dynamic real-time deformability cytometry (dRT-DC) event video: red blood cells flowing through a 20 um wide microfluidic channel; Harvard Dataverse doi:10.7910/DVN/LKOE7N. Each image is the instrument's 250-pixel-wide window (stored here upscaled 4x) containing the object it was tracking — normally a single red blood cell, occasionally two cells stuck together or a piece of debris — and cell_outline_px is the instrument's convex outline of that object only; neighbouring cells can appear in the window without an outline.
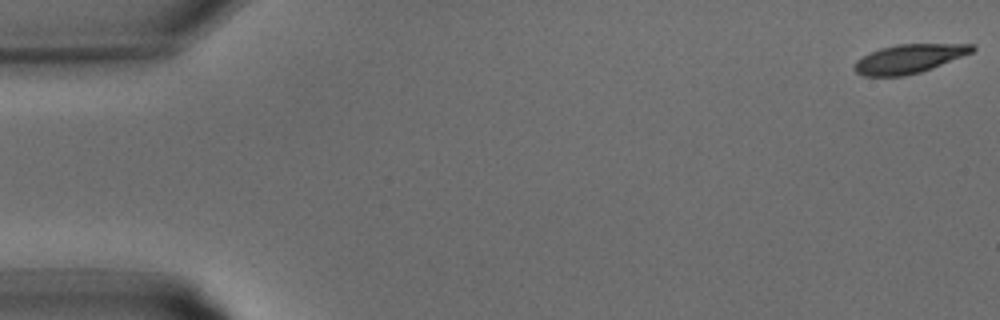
{"species": "common noctule bat (a hibernating species)", "species_latin": "Nyctalus noctula", "temperature_condition": "warm", "stored_images_in_passage": 33, "camera_frame_rate_fps": 3000, "um_per_image_px": 0.085, "animal": {"sex": "male", "body_mass_g": 15.6}, "frame": {"image": 1, "passage_image": 1, "time_ms": 0.0, "image_size_px": [1000, 320], "cell_outline_px": [[976, 48], [972, 52], [932, 68], [920, 72], [904, 76], [864, 76], [856, 72], [852, 68], [856, 60], [880, 48], [896, 44], [976, 44]], "centroid_in_image_um": [77.26, 4.99], "position_along_channel_um": 7.7, "area_um2": 19.71}}
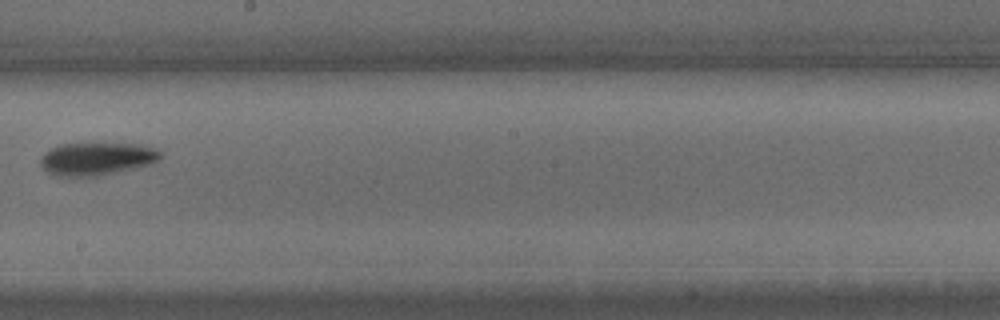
{"frame": {"image": 2, "passage_image": 19, "time_ms": 6.0, "image_size_px": [1000, 320], "cell_outline_px": [[164, 156], [160, 160], [152, 164], [136, 168], [100, 176], [56, 176], [48, 172], [40, 164], [40, 156], [44, 152], [60, 144], [140, 144], [156, 148]], "centroid_in_image_um": [8.26, 13.5], "position_along_channel_um": 239.9, "area_um2": 23.12}}
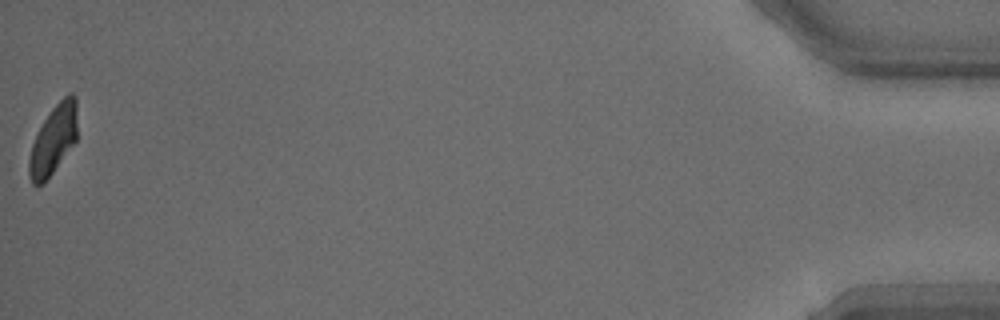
{"frame": {"image": 3, "passage_image": 33, "time_ms": 10.667, "image_size_px": [1000, 320], "cell_outline_px": [[76, 140], [44, 184], [32, 184], [28, 172], [28, 160], [32, 144], [44, 120], [52, 108], [68, 92], [72, 92], [76, 96]], "centroid_in_image_um": [4.53, 11.88], "position_along_channel_um": 430.7, "area_um2": 19.19}}